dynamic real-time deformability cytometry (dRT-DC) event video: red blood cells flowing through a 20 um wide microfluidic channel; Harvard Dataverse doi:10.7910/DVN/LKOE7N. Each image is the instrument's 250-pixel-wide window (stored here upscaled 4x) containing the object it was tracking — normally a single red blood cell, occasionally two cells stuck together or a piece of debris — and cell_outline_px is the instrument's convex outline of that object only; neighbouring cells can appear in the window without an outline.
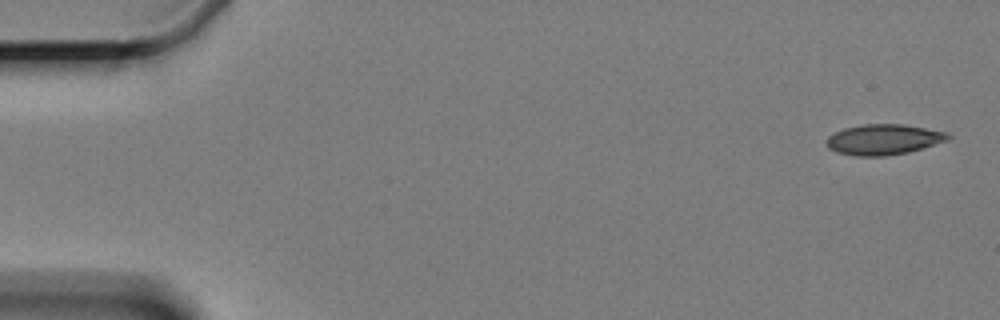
{"species": "Egyptian fruit bat (a non-hibernating species)", "species_latin": "Rousettus aegyptiacus", "temperature_condition": "cold", "stored_images_in_passage": 6, "camera_frame_rate_fps": 3000, "um_per_image_px": 0.085, "animal": {"sex": "female"}, "frame": {"image": 1, "passage_image": 1, "time_ms": 0.0, "image_size_px": [1000, 320], "cell_outline_px": [[952, 136], [948, 140], [908, 152], [884, 156], [856, 156], [836, 152], [828, 148], [824, 144], [824, 140], [828, 136], [844, 128], [864, 124], [904, 124], [948, 132]], "centroid_in_image_um": [75.08, 11.85], "position_along_channel_um": 9.9, "area_um2": 21.73}}
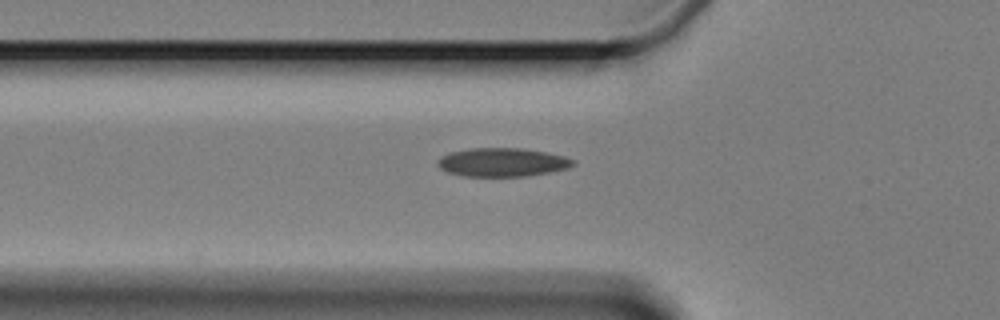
{"frame": {"image": 2, "passage_image": 6, "time_ms": 6.0, "image_size_px": [1000, 320], "cell_outline_px": [[576, 164], [568, 168], [548, 172], [524, 176], [464, 176], [448, 172], [440, 168], [436, 164], [444, 156], [452, 152], [472, 148], [524, 148], [548, 152], [564, 156], [576, 160]], "centroid_in_image_um": [42.76, 13.79], "position_along_channel_um": 83.0, "area_um2": 22.43}}